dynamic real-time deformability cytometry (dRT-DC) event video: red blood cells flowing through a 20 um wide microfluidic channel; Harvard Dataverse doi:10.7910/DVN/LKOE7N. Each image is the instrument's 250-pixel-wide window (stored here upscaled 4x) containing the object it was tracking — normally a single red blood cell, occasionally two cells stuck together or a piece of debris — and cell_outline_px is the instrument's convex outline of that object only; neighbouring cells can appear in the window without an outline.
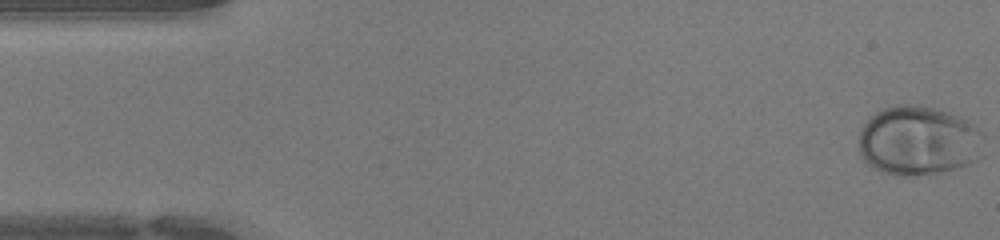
{"species": "human", "species_latin": "Homo sapiens", "temperature_condition": "warm", "stored_images_in_passage": 47, "camera_frame_rate_fps": 3000, "um_per_image_px": 0.085, "donor": {"sex": "female"}, "frame": {"image": 1, "passage_image": 1, "time_ms": 0.0, "image_size_px": [1000, 240], "cell_outline_px": [[984, 136], [976, 160], [968, 164], [956, 168], [940, 172], [904, 176], [896, 176], [872, 168], [860, 156], [860, 128], [876, 112], [884, 108], [896, 104], [920, 104], [936, 108], [948, 112], [972, 124], [984, 132]], "centroid_in_image_um": [78.04, 11.95], "position_along_channel_um": 7.0, "area_um2": 50.46}}
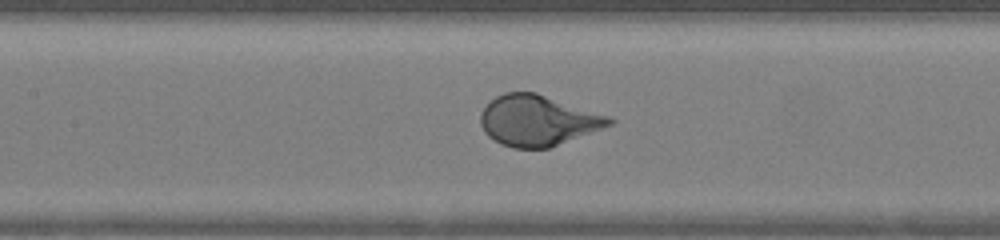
{"frame": {"image": 2, "passage_image": 21, "time_ms": 6.667, "image_size_px": [1000, 240], "cell_outline_px": [[616, 120], [612, 124], [548, 148], [512, 148], [500, 144], [488, 136], [484, 132], [480, 124], [480, 112], [496, 96], [504, 92], [536, 92], [608, 116]], "centroid_in_image_um": [45.66, 10.24], "position_along_channel_um": 161.7, "area_um2": 37.63}}
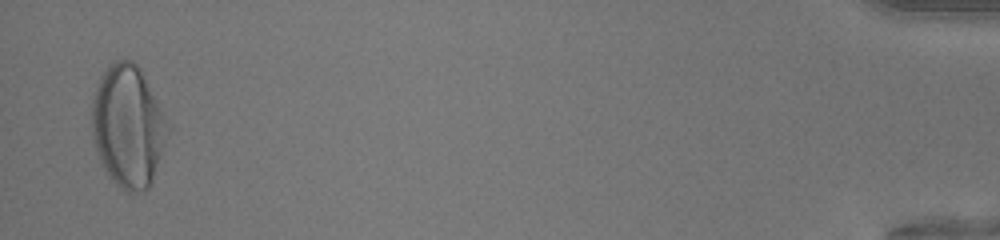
{"frame": {"image": 3, "passage_image": 46, "time_ms": 15.0, "image_size_px": [1000, 240], "cell_outline_px": [[172, 128], [152, 180], [148, 188], [132, 192], [128, 192], [120, 188], [112, 180], [104, 168], [96, 152], [92, 140], [92, 100], [96, 84], [100, 76], [108, 64], [112, 60], [132, 60], [140, 68]], "centroid_in_image_um": [10.88, 10.7], "position_along_channel_um": 424.3, "area_um2": 54.39}}